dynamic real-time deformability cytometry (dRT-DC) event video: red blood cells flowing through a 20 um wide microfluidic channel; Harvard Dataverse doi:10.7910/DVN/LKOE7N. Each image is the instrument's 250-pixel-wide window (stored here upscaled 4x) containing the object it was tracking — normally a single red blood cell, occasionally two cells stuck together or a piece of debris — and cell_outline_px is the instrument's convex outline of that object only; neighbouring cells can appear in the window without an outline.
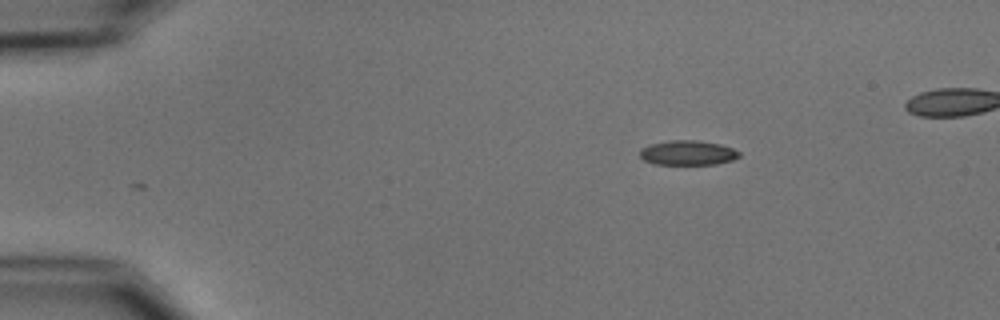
{"species": "common noctule bat (a hibernating species)", "species_latin": "Nyctalus noctula", "temperature_condition": "cold", "stored_images_in_passage": 4, "camera_frame_rate_fps": 3000, "um_per_image_px": 0.085, "animal": {"sex": "male", "body_mass_g": 15.6}, "frame": {"image": 1, "passage_image": 1, "time_ms": 0.0, "image_size_px": [1000, 320], "cell_outline_px": [[740, 156], [732, 160], [716, 164], [656, 164], [644, 160], [640, 156], [640, 148], [648, 144], [668, 140], [700, 140], [720, 144], [732, 148], [740, 152]], "centroid_in_image_um": [58.44, 12.97], "position_along_channel_um": 26.6, "area_um2": 14.39}}